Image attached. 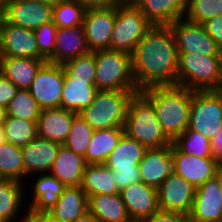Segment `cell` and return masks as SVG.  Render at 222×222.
Returning a JSON list of instances; mask_svg holds the SVG:
<instances>
[{"label":"cell","mask_w":222,"mask_h":222,"mask_svg":"<svg viewBox=\"0 0 222 222\" xmlns=\"http://www.w3.org/2000/svg\"><path fill=\"white\" fill-rule=\"evenodd\" d=\"M178 58L170 26H152L131 54L132 73L138 88L177 86Z\"/></svg>","instance_id":"cell-1"},{"label":"cell","mask_w":222,"mask_h":222,"mask_svg":"<svg viewBox=\"0 0 222 222\" xmlns=\"http://www.w3.org/2000/svg\"><path fill=\"white\" fill-rule=\"evenodd\" d=\"M140 91L152 102L164 133L172 141L188 129L194 90L179 86H151Z\"/></svg>","instance_id":"cell-2"},{"label":"cell","mask_w":222,"mask_h":222,"mask_svg":"<svg viewBox=\"0 0 222 222\" xmlns=\"http://www.w3.org/2000/svg\"><path fill=\"white\" fill-rule=\"evenodd\" d=\"M125 134L147 149L172 145L173 141L164 133L152 102L141 92H136L128 106Z\"/></svg>","instance_id":"cell-3"},{"label":"cell","mask_w":222,"mask_h":222,"mask_svg":"<svg viewBox=\"0 0 222 222\" xmlns=\"http://www.w3.org/2000/svg\"><path fill=\"white\" fill-rule=\"evenodd\" d=\"M135 90H98L92 103L78 113L93 130L124 127Z\"/></svg>","instance_id":"cell-4"},{"label":"cell","mask_w":222,"mask_h":222,"mask_svg":"<svg viewBox=\"0 0 222 222\" xmlns=\"http://www.w3.org/2000/svg\"><path fill=\"white\" fill-rule=\"evenodd\" d=\"M177 86L190 90H220L222 77L219 56L179 54Z\"/></svg>","instance_id":"cell-5"},{"label":"cell","mask_w":222,"mask_h":222,"mask_svg":"<svg viewBox=\"0 0 222 222\" xmlns=\"http://www.w3.org/2000/svg\"><path fill=\"white\" fill-rule=\"evenodd\" d=\"M95 86L98 90H135L139 92L132 73L131 55L111 49L94 51Z\"/></svg>","instance_id":"cell-6"},{"label":"cell","mask_w":222,"mask_h":222,"mask_svg":"<svg viewBox=\"0 0 222 222\" xmlns=\"http://www.w3.org/2000/svg\"><path fill=\"white\" fill-rule=\"evenodd\" d=\"M221 127V90L193 91L188 130L199 132L211 140Z\"/></svg>","instance_id":"cell-7"},{"label":"cell","mask_w":222,"mask_h":222,"mask_svg":"<svg viewBox=\"0 0 222 222\" xmlns=\"http://www.w3.org/2000/svg\"><path fill=\"white\" fill-rule=\"evenodd\" d=\"M152 26L137 6L116 7L110 49L131 55Z\"/></svg>","instance_id":"cell-8"},{"label":"cell","mask_w":222,"mask_h":222,"mask_svg":"<svg viewBox=\"0 0 222 222\" xmlns=\"http://www.w3.org/2000/svg\"><path fill=\"white\" fill-rule=\"evenodd\" d=\"M178 54L195 53L203 56H219L220 48L207 34L202 24L185 17L171 23Z\"/></svg>","instance_id":"cell-9"},{"label":"cell","mask_w":222,"mask_h":222,"mask_svg":"<svg viewBox=\"0 0 222 222\" xmlns=\"http://www.w3.org/2000/svg\"><path fill=\"white\" fill-rule=\"evenodd\" d=\"M64 80L62 65L46 61L28 90L42 110L60 108Z\"/></svg>","instance_id":"cell-10"},{"label":"cell","mask_w":222,"mask_h":222,"mask_svg":"<svg viewBox=\"0 0 222 222\" xmlns=\"http://www.w3.org/2000/svg\"><path fill=\"white\" fill-rule=\"evenodd\" d=\"M0 16L8 23L35 30L53 18V7L35 0H7Z\"/></svg>","instance_id":"cell-11"},{"label":"cell","mask_w":222,"mask_h":222,"mask_svg":"<svg viewBox=\"0 0 222 222\" xmlns=\"http://www.w3.org/2000/svg\"><path fill=\"white\" fill-rule=\"evenodd\" d=\"M159 210L177 212L188 217L192 211L196 187L175 174L157 188Z\"/></svg>","instance_id":"cell-12"},{"label":"cell","mask_w":222,"mask_h":222,"mask_svg":"<svg viewBox=\"0 0 222 222\" xmlns=\"http://www.w3.org/2000/svg\"><path fill=\"white\" fill-rule=\"evenodd\" d=\"M0 57L39 59L34 30L10 24L0 16Z\"/></svg>","instance_id":"cell-13"},{"label":"cell","mask_w":222,"mask_h":222,"mask_svg":"<svg viewBox=\"0 0 222 222\" xmlns=\"http://www.w3.org/2000/svg\"><path fill=\"white\" fill-rule=\"evenodd\" d=\"M115 18L116 6L85 12L82 26L90 52L110 49Z\"/></svg>","instance_id":"cell-14"},{"label":"cell","mask_w":222,"mask_h":222,"mask_svg":"<svg viewBox=\"0 0 222 222\" xmlns=\"http://www.w3.org/2000/svg\"><path fill=\"white\" fill-rule=\"evenodd\" d=\"M138 166L141 182L158 188L168 176L176 174L171 145L147 149Z\"/></svg>","instance_id":"cell-15"},{"label":"cell","mask_w":222,"mask_h":222,"mask_svg":"<svg viewBox=\"0 0 222 222\" xmlns=\"http://www.w3.org/2000/svg\"><path fill=\"white\" fill-rule=\"evenodd\" d=\"M131 221L141 222L159 210L158 190L144 182H136L120 191Z\"/></svg>","instance_id":"cell-16"},{"label":"cell","mask_w":222,"mask_h":222,"mask_svg":"<svg viewBox=\"0 0 222 222\" xmlns=\"http://www.w3.org/2000/svg\"><path fill=\"white\" fill-rule=\"evenodd\" d=\"M188 222H222V191L215 177L196 188Z\"/></svg>","instance_id":"cell-17"},{"label":"cell","mask_w":222,"mask_h":222,"mask_svg":"<svg viewBox=\"0 0 222 222\" xmlns=\"http://www.w3.org/2000/svg\"><path fill=\"white\" fill-rule=\"evenodd\" d=\"M171 153L176 163V174L186 179L194 187L203 185L214 178L218 163L212 157H196L182 153L173 143Z\"/></svg>","instance_id":"cell-18"},{"label":"cell","mask_w":222,"mask_h":222,"mask_svg":"<svg viewBox=\"0 0 222 222\" xmlns=\"http://www.w3.org/2000/svg\"><path fill=\"white\" fill-rule=\"evenodd\" d=\"M60 144L37 136L26 146L21 147L25 166V177L49 173L54 164Z\"/></svg>","instance_id":"cell-19"},{"label":"cell","mask_w":222,"mask_h":222,"mask_svg":"<svg viewBox=\"0 0 222 222\" xmlns=\"http://www.w3.org/2000/svg\"><path fill=\"white\" fill-rule=\"evenodd\" d=\"M77 114L64 108L41 110L36 122L37 136L64 144Z\"/></svg>","instance_id":"cell-20"},{"label":"cell","mask_w":222,"mask_h":222,"mask_svg":"<svg viewBox=\"0 0 222 222\" xmlns=\"http://www.w3.org/2000/svg\"><path fill=\"white\" fill-rule=\"evenodd\" d=\"M89 52L83 26L57 29L54 55L48 62L62 65Z\"/></svg>","instance_id":"cell-21"},{"label":"cell","mask_w":222,"mask_h":222,"mask_svg":"<svg viewBox=\"0 0 222 222\" xmlns=\"http://www.w3.org/2000/svg\"><path fill=\"white\" fill-rule=\"evenodd\" d=\"M40 177L32 182V199L26 210L29 214L48 212L52 209L66 186L50 173L38 174Z\"/></svg>","instance_id":"cell-22"},{"label":"cell","mask_w":222,"mask_h":222,"mask_svg":"<svg viewBox=\"0 0 222 222\" xmlns=\"http://www.w3.org/2000/svg\"><path fill=\"white\" fill-rule=\"evenodd\" d=\"M137 7L153 26H169L185 17L188 0H141Z\"/></svg>","instance_id":"cell-23"},{"label":"cell","mask_w":222,"mask_h":222,"mask_svg":"<svg viewBox=\"0 0 222 222\" xmlns=\"http://www.w3.org/2000/svg\"><path fill=\"white\" fill-rule=\"evenodd\" d=\"M86 165L83 156L61 144L49 173L66 187L81 186Z\"/></svg>","instance_id":"cell-24"},{"label":"cell","mask_w":222,"mask_h":222,"mask_svg":"<svg viewBox=\"0 0 222 222\" xmlns=\"http://www.w3.org/2000/svg\"><path fill=\"white\" fill-rule=\"evenodd\" d=\"M44 59L0 57V73L19 89L28 90Z\"/></svg>","instance_id":"cell-25"},{"label":"cell","mask_w":222,"mask_h":222,"mask_svg":"<svg viewBox=\"0 0 222 222\" xmlns=\"http://www.w3.org/2000/svg\"><path fill=\"white\" fill-rule=\"evenodd\" d=\"M87 207L99 222H132L120 193L88 196Z\"/></svg>","instance_id":"cell-26"},{"label":"cell","mask_w":222,"mask_h":222,"mask_svg":"<svg viewBox=\"0 0 222 222\" xmlns=\"http://www.w3.org/2000/svg\"><path fill=\"white\" fill-rule=\"evenodd\" d=\"M124 134V127L94 130L84 156L86 164H104Z\"/></svg>","instance_id":"cell-27"},{"label":"cell","mask_w":222,"mask_h":222,"mask_svg":"<svg viewBox=\"0 0 222 222\" xmlns=\"http://www.w3.org/2000/svg\"><path fill=\"white\" fill-rule=\"evenodd\" d=\"M87 203L88 197L81 186H68L48 212L57 219L73 222L88 211Z\"/></svg>","instance_id":"cell-28"},{"label":"cell","mask_w":222,"mask_h":222,"mask_svg":"<svg viewBox=\"0 0 222 222\" xmlns=\"http://www.w3.org/2000/svg\"><path fill=\"white\" fill-rule=\"evenodd\" d=\"M97 91L95 84H87V81H71L65 75L60 108L78 114L92 103Z\"/></svg>","instance_id":"cell-29"},{"label":"cell","mask_w":222,"mask_h":222,"mask_svg":"<svg viewBox=\"0 0 222 222\" xmlns=\"http://www.w3.org/2000/svg\"><path fill=\"white\" fill-rule=\"evenodd\" d=\"M81 188L87 197L97 194L113 195L120 193L113 179L112 170L104 164H87L84 170Z\"/></svg>","instance_id":"cell-30"},{"label":"cell","mask_w":222,"mask_h":222,"mask_svg":"<svg viewBox=\"0 0 222 222\" xmlns=\"http://www.w3.org/2000/svg\"><path fill=\"white\" fill-rule=\"evenodd\" d=\"M146 150L144 145L124 134L104 165L109 169L133 168L139 165Z\"/></svg>","instance_id":"cell-31"},{"label":"cell","mask_w":222,"mask_h":222,"mask_svg":"<svg viewBox=\"0 0 222 222\" xmlns=\"http://www.w3.org/2000/svg\"><path fill=\"white\" fill-rule=\"evenodd\" d=\"M22 185L25 186L22 182L5 179L0 183V221H18L17 218L23 210V197L26 196Z\"/></svg>","instance_id":"cell-32"},{"label":"cell","mask_w":222,"mask_h":222,"mask_svg":"<svg viewBox=\"0 0 222 222\" xmlns=\"http://www.w3.org/2000/svg\"><path fill=\"white\" fill-rule=\"evenodd\" d=\"M0 174L5 180L24 182L25 166L21 147L10 142L0 145Z\"/></svg>","instance_id":"cell-33"},{"label":"cell","mask_w":222,"mask_h":222,"mask_svg":"<svg viewBox=\"0 0 222 222\" xmlns=\"http://www.w3.org/2000/svg\"><path fill=\"white\" fill-rule=\"evenodd\" d=\"M3 129L6 142L18 147L26 146L37 137L36 122L19 117L7 116Z\"/></svg>","instance_id":"cell-34"},{"label":"cell","mask_w":222,"mask_h":222,"mask_svg":"<svg viewBox=\"0 0 222 222\" xmlns=\"http://www.w3.org/2000/svg\"><path fill=\"white\" fill-rule=\"evenodd\" d=\"M65 75L71 81H87V84H95L96 65L95 54L89 52L62 64Z\"/></svg>","instance_id":"cell-35"},{"label":"cell","mask_w":222,"mask_h":222,"mask_svg":"<svg viewBox=\"0 0 222 222\" xmlns=\"http://www.w3.org/2000/svg\"><path fill=\"white\" fill-rule=\"evenodd\" d=\"M86 10L75 0H66L53 7V23L58 29L82 26Z\"/></svg>","instance_id":"cell-36"},{"label":"cell","mask_w":222,"mask_h":222,"mask_svg":"<svg viewBox=\"0 0 222 222\" xmlns=\"http://www.w3.org/2000/svg\"><path fill=\"white\" fill-rule=\"evenodd\" d=\"M173 144L184 154L212 157L210 139L194 130L186 129Z\"/></svg>","instance_id":"cell-37"},{"label":"cell","mask_w":222,"mask_h":222,"mask_svg":"<svg viewBox=\"0 0 222 222\" xmlns=\"http://www.w3.org/2000/svg\"><path fill=\"white\" fill-rule=\"evenodd\" d=\"M41 110L29 90L19 89L7 107V116L37 122Z\"/></svg>","instance_id":"cell-38"},{"label":"cell","mask_w":222,"mask_h":222,"mask_svg":"<svg viewBox=\"0 0 222 222\" xmlns=\"http://www.w3.org/2000/svg\"><path fill=\"white\" fill-rule=\"evenodd\" d=\"M93 132L90 125L77 114L73 119L70 133L64 145L84 157Z\"/></svg>","instance_id":"cell-39"},{"label":"cell","mask_w":222,"mask_h":222,"mask_svg":"<svg viewBox=\"0 0 222 222\" xmlns=\"http://www.w3.org/2000/svg\"><path fill=\"white\" fill-rule=\"evenodd\" d=\"M222 16V0H188L185 18L199 24Z\"/></svg>","instance_id":"cell-40"},{"label":"cell","mask_w":222,"mask_h":222,"mask_svg":"<svg viewBox=\"0 0 222 222\" xmlns=\"http://www.w3.org/2000/svg\"><path fill=\"white\" fill-rule=\"evenodd\" d=\"M57 29L52 20L34 30L39 50V59L48 61L54 55Z\"/></svg>","instance_id":"cell-41"},{"label":"cell","mask_w":222,"mask_h":222,"mask_svg":"<svg viewBox=\"0 0 222 222\" xmlns=\"http://www.w3.org/2000/svg\"><path fill=\"white\" fill-rule=\"evenodd\" d=\"M110 170H112L113 179L119 191L128 187L130 184L141 181L138 165H133V168Z\"/></svg>","instance_id":"cell-42"},{"label":"cell","mask_w":222,"mask_h":222,"mask_svg":"<svg viewBox=\"0 0 222 222\" xmlns=\"http://www.w3.org/2000/svg\"><path fill=\"white\" fill-rule=\"evenodd\" d=\"M19 88L0 73V105L8 107L10 101L17 94Z\"/></svg>","instance_id":"cell-43"},{"label":"cell","mask_w":222,"mask_h":222,"mask_svg":"<svg viewBox=\"0 0 222 222\" xmlns=\"http://www.w3.org/2000/svg\"><path fill=\"white\" fill-rule=\"evenodd\" d=\"M207 34L222 48V16L209 19L202 23Z\"/></svg>","instance_id":"cell-44"},{"label":"cell","mask_w":222,"mask_h":222,"mask_svg":"<svg viewBox=\"0 0 222 222\" xmlns=\"http://www.w3.org/2000/svg\"><path fill=\"white\" fill-rule=\"evenodd\" d=\"M141 222H188V217L177 212L158 210Z\"/></svg>","instance_id":"cell-45"},{"label":"cell","mask_w":222,"mask_h":222,"mask_svg":"<svg viewBox=\"0 0 222 222\" xmlns=\"http://www.w3.org/2000/svg\"><path fill=\"white\" fill-rule=\"evenodd\" d=\"M212 158L222 164V127L217 131L216 135L211 138Z\"/></svg>","instance_id":"cell-46"},{"label":"cell","mask_w":222,"mask_h":222,"mask_svg":"<svg viewBox=\"0 0 222 222\" xmlns=\"http://www.w3.org/2000/svg\"><path fill=\"white\" fill-rule=\"evenodd\" d=\"M75 1H77L86 11L115 6L114 0H75Z\"/></svg>","instance_id":"cell-47"},{"label":"cell","mask_w":222,"mask_h":222,"mask_svg":"<svg viewBox=\"0 0 222 222\" xmlns=\"http://www.w3.org/2000/svg\"><path fill=\"white\" fill-rule=\"evenodd\" d=\"M38 222H65L60 219H57L49 212H41L37 214H31Z\"/></svg>","instance_id":"cell-48"},{"label":"cell","mask_w":222,"mask_h":222,"mask_svg":"<svg viewBox=\"0 0 222 222\" xmlns=\"http://www.w3.org/2000/svg\"><path fill=\"white\" fill-rule=\"evenodd\" d=\"M141 0H114L116 7L138 6Z\"/></svg>","instance_id":"cell-49"},{"label":"cell","mask_w":222,"mask_h":222,"mask_svg":"<svg viewBox=\"0 0 222 222\" xmlns=\"http://www.w3.org/2000/svg\"><path fill=\"white\" fill-rule=\"evenodd\" d=\"M73 222H99L92 213L86 211L82 216L76 218Z\"/></svg>","instance_id":"cell-50"},{"label":"cell","mask_w":222,"mask_h":222,"mask_svg":"<svg viewBox=\"0 0 222 222\" xmlns=\"http://www.w3.org/2000/svg\"><path fill=\"white\" fill-rule=\"evenodd\" d=\"M214 177L217 180L218 185L222 191V164L217 165Z\"/></svg>","instance_id":"cell-51"},{"label":"cell","mask_w":222,"mask_h":222,"mask_svg":"<svg viewBox=\"0 0 222 222\" xmlns=\"http://www.w3.org/2000/svg\"><path fill=\"white\" fill-rule=\"evenodd\" d=\"M7 118V108L0 105V126H3V123Z\"/></svg>","instance_id":"cell-52"},{"label":"cell","mask_w":222,"mask_h":222,"mask_svg":"<svg viewBox=\"0 0 222 222\" xmlns=\"http://www.w3.org/2000/svg\"><path fill=\"white\" fill-rule=\"evenodd\" d=\"M35 1L41 2V3H44V4H48V5L52 6V7H54V6H57L61 2H64L66 0H35Z\"/></svg>","instance_id":"cell-53"},{"label":"cell","mask_w":222,"mask_h":222,"mask_svg":"<svg viewBox=\"0 0 222 222\" xmlns=\"http://www.w3.org/2000/svg\"><path fill=\"white\" fill-rule=\"evenodd\" d=\"M25 215V216H24ZM24 216V217H23ZM22 220L20 222H38L31 214L25 211V213L20 217Z\"/></svg>","instance_id":"cell-54"},{"label":"cell","mask_w":222,"mask_h":222,"mask_svg":"<svg viewBox=\"0 0 222 222\" xmlns=\"http://www.w3.org/2000/svg\"><path fill=\"white\" fill-rule=\"evenodd\" d=\"M6 142L3 126H0V145Z\"/></svg>","instance_id":"cell-55"},{"label":"cell","mask_w":222,"mask_h":222,"mask_svg":"<svg viewBox=\"0 0 222 222\" xmlns=\"http://www.w3.org/2000/svg\"><path fill=\"white\" fill-rule=\"evenodd\" d=\"M219 57H220V72H221V77H222V48L220 49Z\"/></svg>","instance_id":"cell-56"},{"label":"cell","mask_w":222,"mask_h":222,"mask_svg":"<svg viewBox=\"0 0 222 222\" xmlns=\"http://www.w3.org/2000/svg\"><path fill=\"white\" fill-rule=\"evenodd\" d=\"M6 1H7V0H0V14H1V12L3 11V9H4V6H5Z\"/></svg>","instance_id":"cell-57"},{"label":"cell","mask_w":222,"mask_h":222,"mask_svg":"<svg viewBox=\"0 0 222 222\" xmlns=\"http://www.w3.org/2000/svg\"><path fill=\"white\" fill-rule=\"evenodd\" d=\"M4 180V178L0 174V183Z\"/></svg>","instance_id":"cell-58"}]
</instances>
